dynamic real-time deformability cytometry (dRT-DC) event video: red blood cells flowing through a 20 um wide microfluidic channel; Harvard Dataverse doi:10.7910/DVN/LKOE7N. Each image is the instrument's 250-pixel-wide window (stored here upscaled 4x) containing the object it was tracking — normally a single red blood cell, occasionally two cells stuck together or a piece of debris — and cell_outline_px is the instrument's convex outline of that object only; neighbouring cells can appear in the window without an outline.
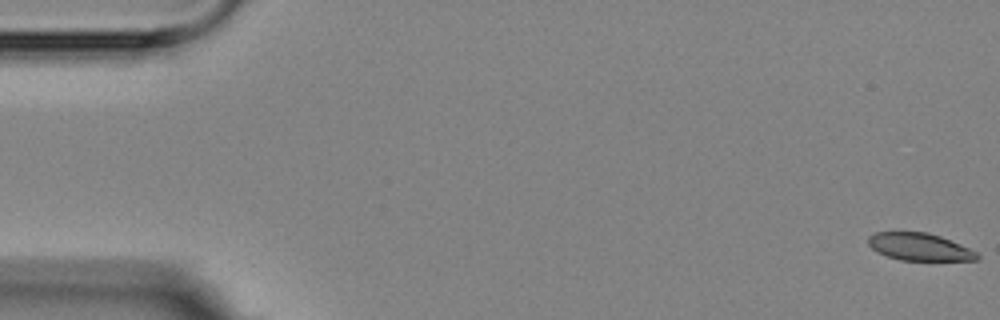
{"species": "Egyptian fruit bat (a non-hibernating species)", "species_latin": "Rousettus aegyptiacus", "temperature_condition": "room temperature", "stored_images_in_passage": 5, "camera_frame_rate_fps": 3000, "um_per_image_px": 0.085, "animal": {"sex": "female"}, "frame": {"image": 1, "passage_image": 1, "time_ms": 0.0, "image_size_px": [1000, 320], "cell_outline_px": [[980, 260], [900, 260], [876, 252], [868, 244], [868, 236], [876, 232], [928, 232], [940, 236], [960, 244], [976, 252], [980, 256]], "centroid_in_image_um": [78.14, 20.98], "position_along_channel_um": 6.9, "area_um2": 17.34}}
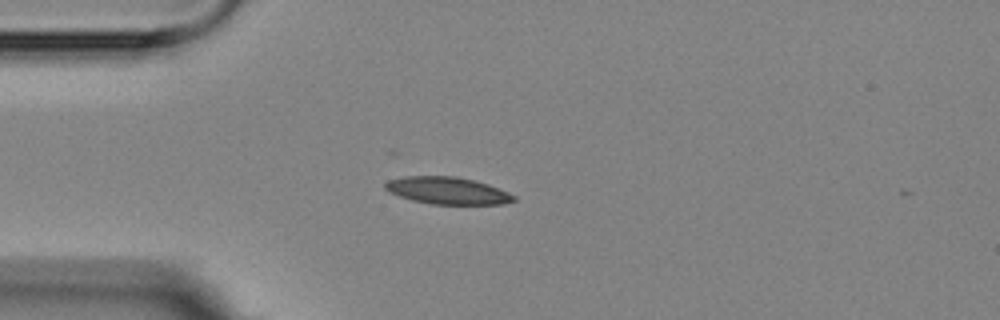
{"frame": {"image": 2, "passage_image": 5, "time_ms": 4.667, "image_size_px": [1000, 320], "cell_outline_px": [[516, 200], [504, 204], [432, 204], [412, 200], [388, 192], [384, 188], [384, 184], [388, 180], [404, 176], [456, 176], [488, 184], [508, 192], [516, 196]], "centroid_in_image_um": [38.02, 16.2], "position_along_channel_um": 47.0, "area_um2": 20.35}}